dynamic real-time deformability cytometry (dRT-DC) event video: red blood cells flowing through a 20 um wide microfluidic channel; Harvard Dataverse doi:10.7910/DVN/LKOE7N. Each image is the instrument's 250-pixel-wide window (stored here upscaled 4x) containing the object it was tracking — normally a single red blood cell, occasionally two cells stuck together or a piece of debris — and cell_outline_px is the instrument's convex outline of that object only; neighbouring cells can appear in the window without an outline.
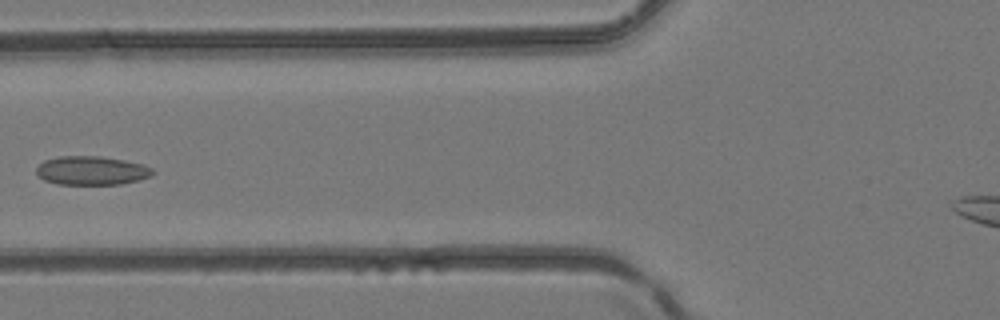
{"species": "common noctule bat (a hibernating species)", "species_latin": "Nyctalus noctula", "temperature_condition": "room temperature", "stored_images_in_passage": 6, "camera_frame_rate_fps": 3000, "um_per_image_px": 0.085, "animal": {"sex": "female", "body_mass_g": 24.6, "forearm_length_mm": 56.2}, "frame": {"image": 1, "passage_image": 6, "time_ms": 1.667, "image_size_px": [1000, 320], "cell_outline_px": [[156, 172], [152, 176], [120, 184], [56, 184], [44, 180], [36, 172], [36, 168], [44, 160], [60, 156], [100, 156], [124, 160], [144, 164], [152, 168]], "centroid_in_image_um": [7.8, 14.49], "position_along_channel_um": 118.0, "area_um2": 19.54}}